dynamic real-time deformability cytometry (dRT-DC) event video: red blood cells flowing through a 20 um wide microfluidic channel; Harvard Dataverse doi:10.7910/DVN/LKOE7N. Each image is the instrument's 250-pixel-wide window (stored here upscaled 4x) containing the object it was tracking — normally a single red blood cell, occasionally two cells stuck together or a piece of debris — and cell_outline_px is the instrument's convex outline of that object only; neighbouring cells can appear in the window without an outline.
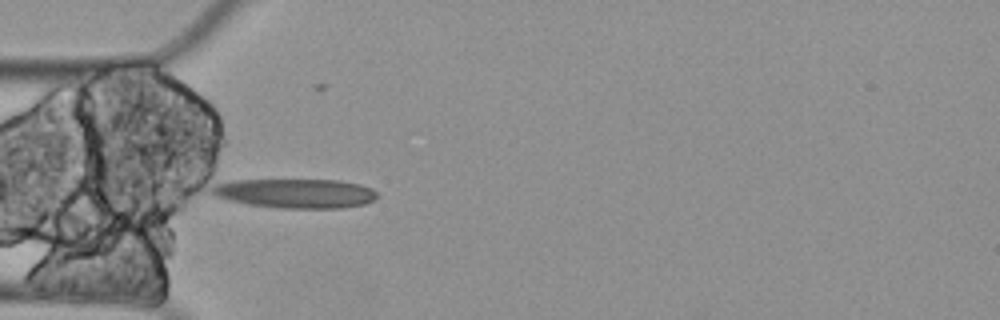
{"species": "Egyptian fruit bat (a non-hibernating species)", "species_latin": "Rousettus aegyptiacus", "temperature_condition": "cold", "stored_images_in_passage": 6, "camera_frame_rate_fps": 3000, "um_per_image_px": 0.085, "animal": {"sex": "female"}, "frame": {"image": 1, "passage_image": 4, "time_ms": 1.0, "image_size_px": [1000, 320], "cell_outline_px": [[380, 196], [364, 204], [344, 208], [284, 208], [248, 204], [216, 196], [208, 192], [216, 184], [232, 180], [336, 180], [360, 184], [372, 188]], "centroid_in_image_um": [25.15, 16.43], "position_along_channel_um": 59.9, "area_um2": 28.15}}
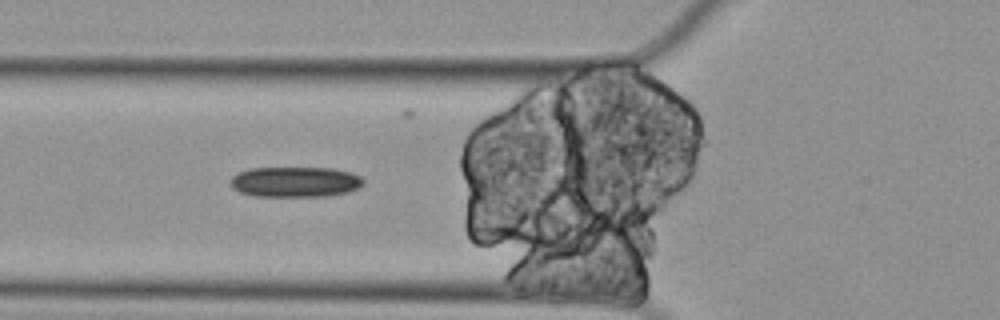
{"frame": {"image": 2, "passage_image": 5, "time_ms": 1.333, "image_size_px": [1000, 320], "cell_outline_px": [[364, 184], [360, 188], [348, 192], [328, 196], [256, 196], [240, 192], [232, 188], [232, 176], [236, 172], [248, 168], [332, 168], [352, 172], [360, 176], [364, 180]], "centroid_in_image_um": [25.12, 15.45], "position_along_channel_um": 100.7, "area_um2": 23.76}}
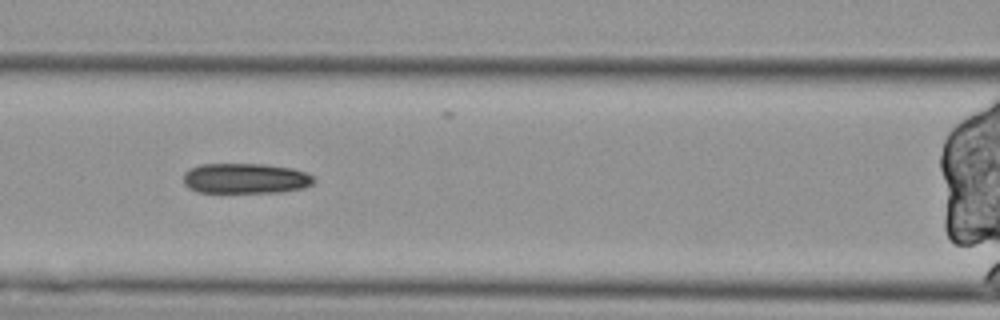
{"frame": {"image": 3, "passage_image": 6, "time_ms": 1.667, "image_size_px": [1000, 320], "cell_outline_px": [[316, 180], [312, 184], [304, 188], [284, 192], [196, 192], [188, 188], [184, 184], [184, 172], [200, 164], [264, 164], [292, 168], [304, 172], [312, 176]], "centroid_in_image_um": [20.87, 15.17], "position_along_channel_um": 145.7, "area_um2": 23.12}}